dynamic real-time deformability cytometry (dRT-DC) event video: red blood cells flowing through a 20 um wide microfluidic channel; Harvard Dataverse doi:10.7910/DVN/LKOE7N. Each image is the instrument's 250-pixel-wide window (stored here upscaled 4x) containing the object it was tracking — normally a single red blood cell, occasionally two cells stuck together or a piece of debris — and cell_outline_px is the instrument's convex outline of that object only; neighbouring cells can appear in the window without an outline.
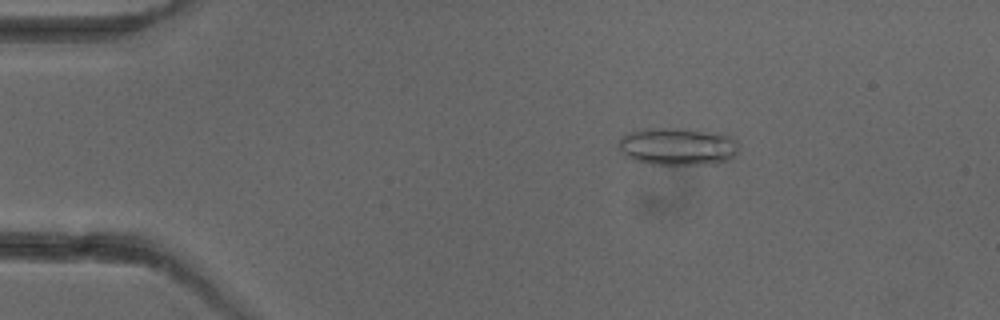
{"species": "common noctule bat (a hibernating species)", "species_latin": "Nyctalus noctula", "temperature_condition": "cold", "stored_images_in_passage": 4, "camera_frame_rate_fps": 3000, "um_per_image_px": 0.085, "animal": {"sex": "female"}, "frame": {"image": 1, "passage_image": 3, "time_ms": 2.333, "image_size_px": [1000, 320], "cell_outline_px": [[740, 148], [736, 156], [728, 160], [716, 164], [652, 164], [636, 160], [624, 156], [620, 148], [620, 140], [628, 132], [648, 128], [676, 128], [728, 136], [736, 140]], "centroid_in_image_um": [57.62, 12.47], "position_along_channel_um": 27.4, "area_um2": 25.95}}